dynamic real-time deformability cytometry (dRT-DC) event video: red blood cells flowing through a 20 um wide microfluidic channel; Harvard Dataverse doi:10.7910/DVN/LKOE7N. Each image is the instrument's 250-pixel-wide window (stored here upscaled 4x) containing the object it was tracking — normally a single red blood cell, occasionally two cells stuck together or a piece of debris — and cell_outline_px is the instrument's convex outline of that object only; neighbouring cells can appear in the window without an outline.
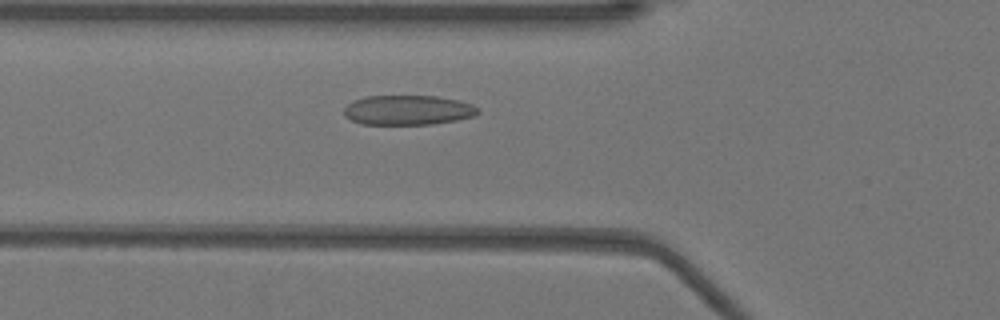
{"species": "Egyptian fruit bat (a non-hibernating species)", "species_latin": "Rousettus aegyptiacus", "temperature_condition": "warm", "stored_images_in_passage": 36, "camera_frame_rate_fps": 3000, "um_per_image_px": 0.085, "animal": {"sex": "female"}, "frame": {"image": 1, "passage_image": 9, "time_ms": 2.667, "image_size_px": [1000, 320], "cell_outline_px": [[480, 112], [472, 116], [456, 120], [432, 124], [360, 124], [344, 116], [344, 108], [348, 104], [364, 96], [436, 96], [456, 100], [472, 104], [480, 108]], "centroid_in_image_um": [34.67, 9.36], "position_along_channel_um": 91.1, "area_um2": 23.12}}
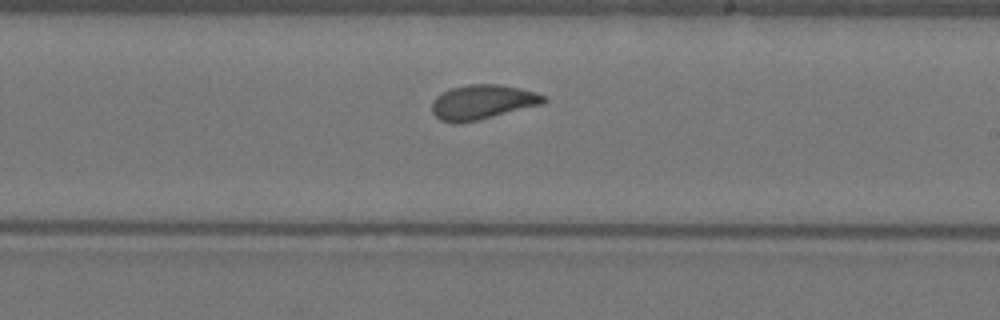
{"frame": {"image": 2, "passage_image": 21, "time_ms": 6.667, "image_size_px": [1000, 320], "cell_outline_px": [[548, 100], [544, 104], [480, 120], [460, 124], [452, 124], [440, 120], [432, 112], [432, 100], [436, 96], [452, 88], [468, 84], [500, 84], [520, 88], [536, 92], [548, 96]], "centroid_in_image_um": [41.04, 8.69], "position_along_channel_um": 248.0, "area_um2": 23.0}}
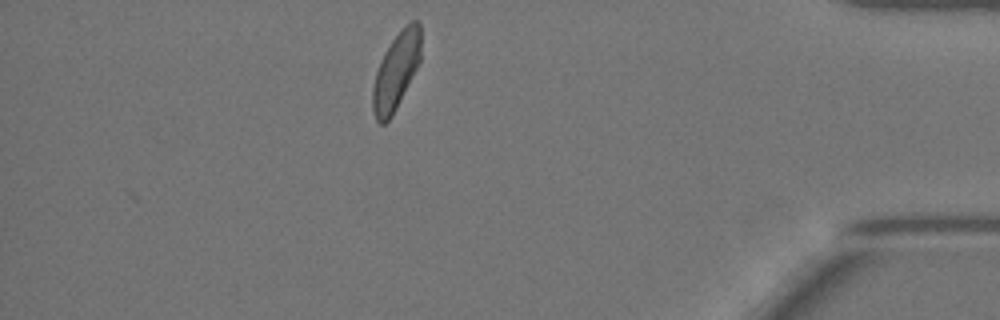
{"frame": {"image": 3, "passage_image": 36, "time_ms": 11.667, "image_size_px": [1000, 320], "cell_outline_px": [[420, 60], [392, 116], [384, 124], [380, 124], [376, 120], [372, 108], [372, 88], [376, 72], [380, 60], [384, 52], [392, 40], [412, 20], [416, 20], [420, 24]], "centroid_in_image_um": [33.64, 6.08], "position_along_channel_um": 401.6, "area_um2": 21.1}, "authors_computed_cell_mechanics": {"area_um2": 22.3975, "velocity_mm_per_s": 3.914, "shape_relaxation_time_tau1_ms": 3.4145, "shape_relaxation_time_tau2_ms": 0.9642, "deformation_change_tau1": 0.1237, "deformation_change_tau2": 0.0713}}